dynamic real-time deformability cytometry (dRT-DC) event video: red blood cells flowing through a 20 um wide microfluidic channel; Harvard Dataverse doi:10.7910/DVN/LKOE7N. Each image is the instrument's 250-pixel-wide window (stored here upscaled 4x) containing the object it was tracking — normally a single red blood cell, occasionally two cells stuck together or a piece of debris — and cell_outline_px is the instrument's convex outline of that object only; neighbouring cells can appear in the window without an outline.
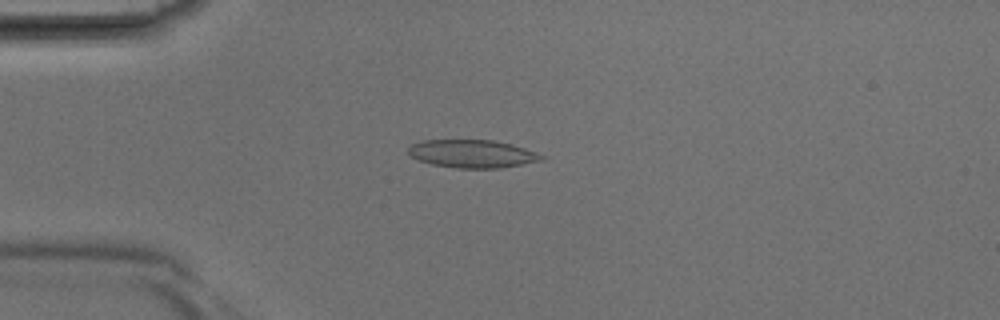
{"species": "Egyptian fruit bat (a non-hibernating species)", "species_latin": "Rousettus aegyptiacus", "temperature_condition": "room temperature", "stored_images_in_passage": 37, "camera_frame_rate_fps": 3000, "um_per_image_px": 0.085, "animal": {"sex": "male"}, "frame": {"image": 1, "passage_image": 7, "time_ms": 2.0, "image_size_px": [1000, 320], "cell_outline_px": [[544, 156], [540, 160], [500, 168], [456, 168], [432, 164], [408, 156], [408, 148], [412, 144], [420, 140], [492, 140], [512, 144], [524, 148]], "centroid_in_image_um": [40.07, 13.06], "position_along_channel_um": 44.9, "area_um2": 21.5}}
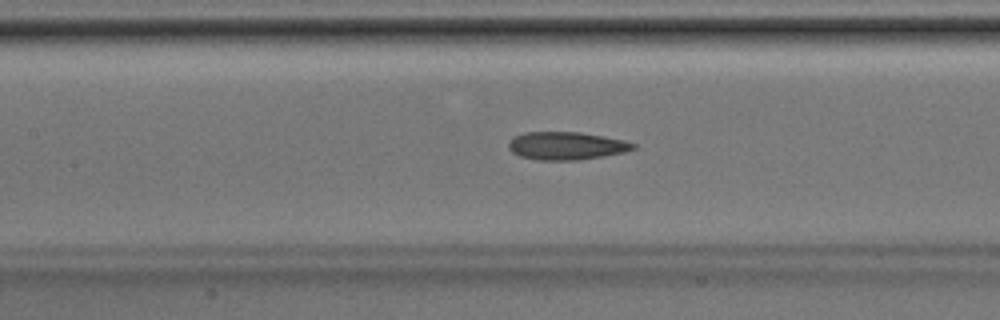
{"frame": {"image": 2, "passage_image": 15, "time_ms": 4.667, "image_size_px": [1000, 320], "cell_outline_px": [[636, 148], [624, 152], [576, 160], [540, 160], [520, 156], [512, 152], [508, 148], [508, 144], [516, 136], [524, 132], [580, 132], [604, 136], [624, 140], [636, 144]], "centroid_in_image_um": [48.15, 12.38], "position_along_channel_um": 159.3, "area_um2": 20.06}}
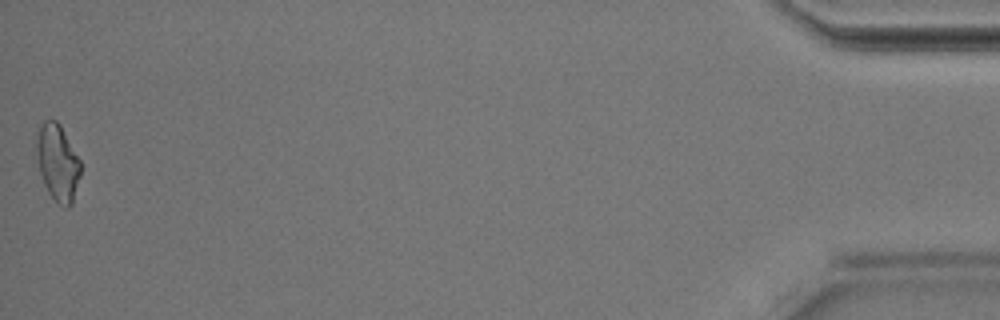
{"frame": {"image": 3, "passage_image": 37, "time_ms": 12.0, "image_size_px": [1000, 320], "cell_outline_px": [[80, 176], [72, 204], [68, 208], [64, 208], [48, 192], [44, 184], [40, 172], [36, 148], [36, 144], [40, 128], [44, 120], [56, 120], [60, 124], [80, 160]], "centroid_in_image_um": [4.92, 13.84], "position_along_channel_um": 430.3, "area_um2": 19.31}}